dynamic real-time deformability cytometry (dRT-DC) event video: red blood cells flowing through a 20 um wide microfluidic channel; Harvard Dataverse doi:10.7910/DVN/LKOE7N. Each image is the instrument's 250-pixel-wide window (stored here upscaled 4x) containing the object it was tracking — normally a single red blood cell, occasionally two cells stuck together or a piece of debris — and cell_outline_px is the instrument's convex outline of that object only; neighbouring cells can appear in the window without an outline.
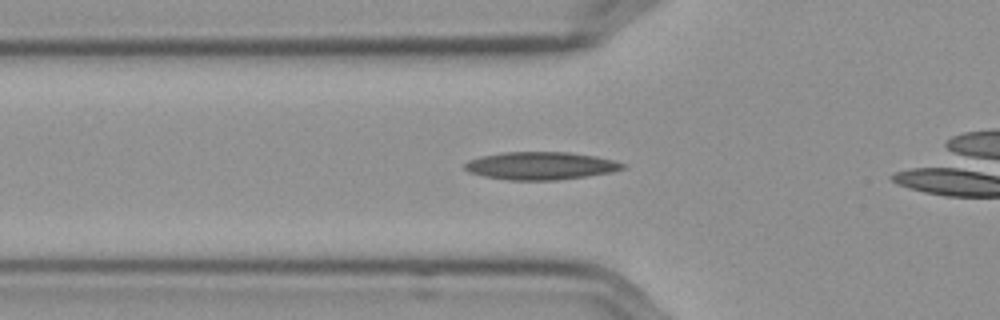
{"species": "Egyptian fruit bat (a non-hibernating species)", "species_latin": "Rousettus aegyptiacus", "temperature_condition": "cold", "stored_images_in_passage": 32, "camera_frame_rate_fps": 3000, "um_per_image_px": 0.085, "frame": {"image": 1, "passage_image": 9, "time_ms": 2.667, "image_size_px": [1000, 320], "cell_outline_px": [[628, 168], [612, 172], [556, 180], [508, 180], [484, 176], [468, 172], [464, 168], [464, 164], [468, 160], [480, 156], [504, 152], [568, 152], [596, 156], [628, 164]], "centroid_in_image_um": [45.97, 14.08], "position_along_channel_um": 79.8, "area_um2": 25.66}}
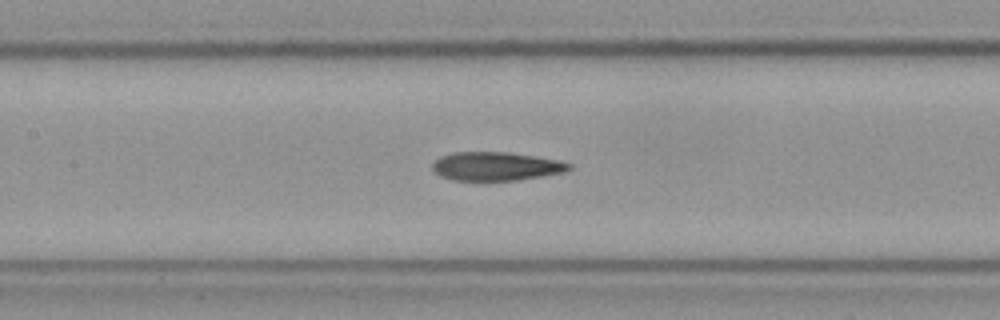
{"frame": {"image": 2, "passage_image": 16, "time_ms": 5.0, "image_size_px": [1000, 320], "cell_outline_px": [[572, 168], [564, 172], [516, 180], [452, 180], [440, 176], [432, 168], [432, 164], [440, 156], [452, 152], [508, 152], [536, 156], [556, 160], [572, 164]], "centroid_in_image_um": [42.14, 14.13], "position_along_channel_um": 165.3, "area_um2": 22.66}}
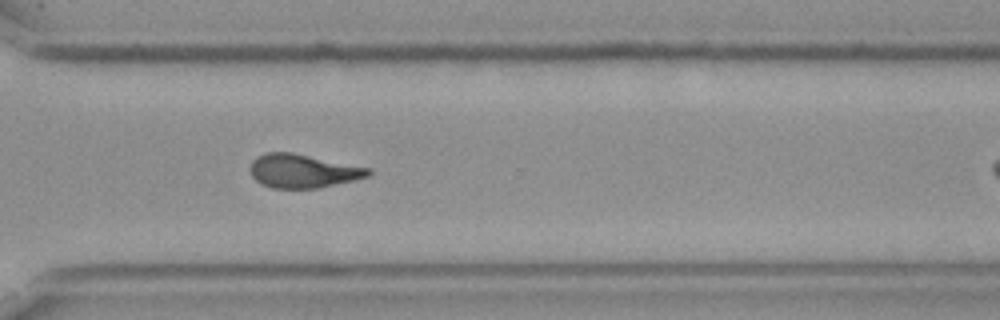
{"frame": {"image": 3, "passage_image": 31, "time_ms": 10.0, "image_size_px": [1000, 320], "cell_outline_px": [[372, 172], [368, 176], [320, 188], [272, 188], [260, 184], [252, 176], [248, 168], [252, 160], [256, 156], [264, 152], [292, 152], [372, 168]], "centroid_in_image_um": [25.71, 14.52], "position_along_channel_um": 344.9, "area_um2": 23.41}}